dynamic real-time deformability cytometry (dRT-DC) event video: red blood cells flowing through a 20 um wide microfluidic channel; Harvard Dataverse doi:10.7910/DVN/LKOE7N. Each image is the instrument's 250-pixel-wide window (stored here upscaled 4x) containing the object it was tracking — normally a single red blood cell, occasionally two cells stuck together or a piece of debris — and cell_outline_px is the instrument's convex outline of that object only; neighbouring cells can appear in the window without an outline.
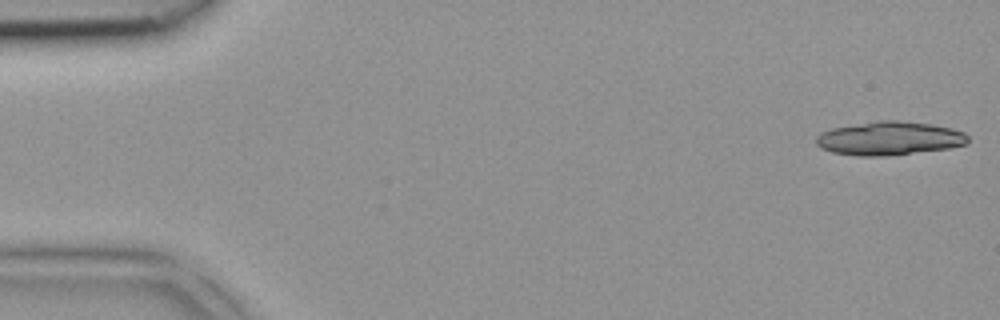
{"species": "common noctule bat (a hibernating species)", "species_latin": "Nyctalus noctula", "temperature_condition": "room temperature", "stored_images_in_passage": 3, "camera_frame_rate_fps": 3000, "um_per_image_px": 0.085, "animal": {"sex": "female", "body_mass_g": 18.4}, "frame": {"image": 1, "passage_image": 1, "time_ms": 0.0, "image_size_px": [1000, 320], "cell_outline_px": [[968, 140], [964, 144], [948, 148], [888, 156], [856, 156], [832, 152], [820, 148], [816, 144], [816, 136], [820, 132], [832, 128], [876, 120], [896, 120], [932, 124], [952, 128], [964, 132], [968, 136]], "centroid_in_image_um": [75.55, 11.76], "position_along_channel_um": 9.4, "area_um2": 29.88}}